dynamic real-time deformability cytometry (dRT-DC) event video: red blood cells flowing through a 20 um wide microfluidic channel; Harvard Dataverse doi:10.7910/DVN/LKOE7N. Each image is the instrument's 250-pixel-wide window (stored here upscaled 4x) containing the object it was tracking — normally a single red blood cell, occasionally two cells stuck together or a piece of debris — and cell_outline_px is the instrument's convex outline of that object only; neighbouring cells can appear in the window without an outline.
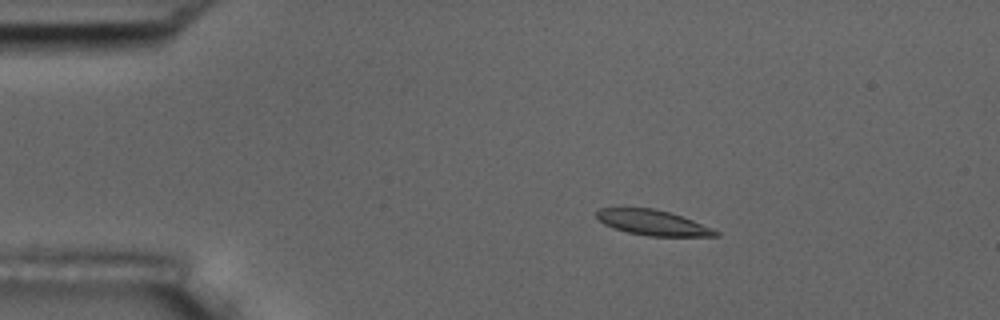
{"species": "common noctule bat (a hibernating species)", "species_latin": "Nyctalus noctula", "temperature_condition": "room temperature", "stored_images_in_passage": 5, "camera_frame_rate_fps": 3000, "um_per_image_px": 0.085, "animal": {"sex": "male", "body_mass_g": 17.5, "forearm_length_mm": 52.3}, "frame": {"image": 1, "passage_image": 4, "time_ms": 3.333, "image_size_px": [1000, 320], "cell_outline_px": [[720, 236], [648, 236], [628, 232], [604, 224], [596, 216], [596, 212], [600, 208], [652, 208], [668, 212], [692, 220], [720, 232]], "centroid_in_image_um": [55.49, 18.93], "position_along_channel_um": 29.5, "area_um2": 17.17}}